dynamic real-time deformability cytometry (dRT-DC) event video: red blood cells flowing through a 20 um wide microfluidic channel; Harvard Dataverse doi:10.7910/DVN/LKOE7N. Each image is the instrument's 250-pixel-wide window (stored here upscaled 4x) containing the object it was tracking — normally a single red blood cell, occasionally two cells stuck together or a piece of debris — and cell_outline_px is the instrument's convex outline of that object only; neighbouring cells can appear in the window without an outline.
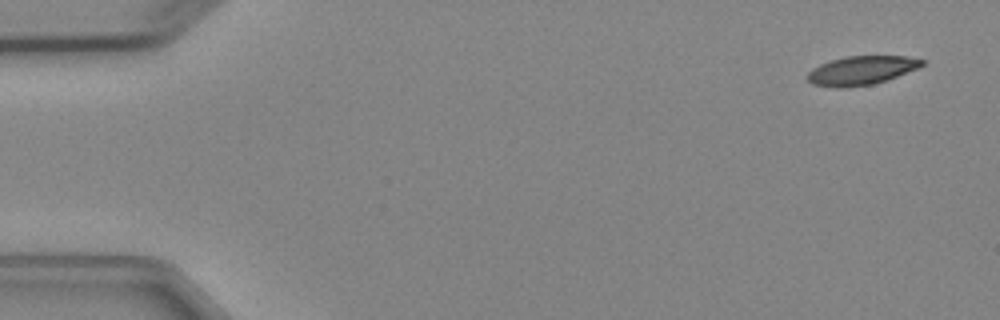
{"species": "Egyptian fruit bat (a non-hibernating species)", "species_latin": "Rousettus aegyptiacus", "temperature_condition": "cold", "stored_images_in_passage": 5, "camera_frame_rate_fps": 3000, "um_per_image_px": 0.085, "animal": {"sex": "female"}, "frame": {"image": 1, "passage_image": 1, "time_ms": 0.0, "image_size_px": [1000, 320], "cell_outline_px": [[928, 60], [920, 68], [888, 80], [872, 84], [844, 88], [836, 88], [812, 84], [808, 80], [808, 72], [812, 68], [820, 64], [832, 60], [848, 56], [908, 56]], "centroid_in_image_um": [73.28, 5.98], "position_along_channel_um": 11.7, "area_um2": 19.48}}
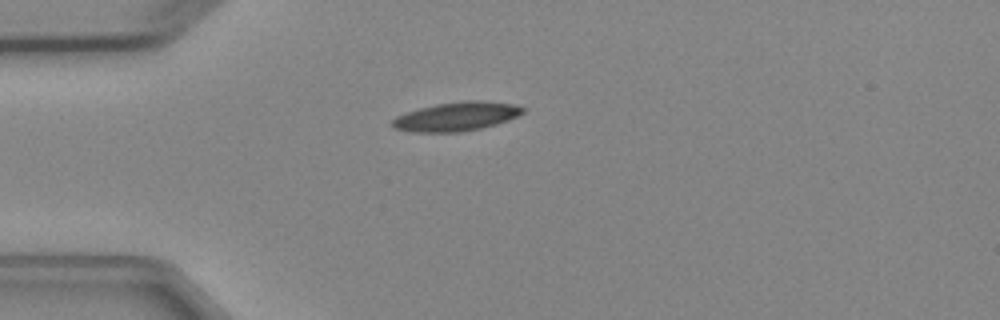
{"frame": {"image": 2, "passage_image": 4, "time_ms": 3.667, "image_size_px": [1000, 320], "cell_outline_px": [[524, 112], [508, 120], [496, 124], [480, 128], [460, 132], [412, 132], [392, 128], [392, 120], [396, 116], [420, 108], [436, 104], [468, 100], [480, 100], [512, 104], [524, 108]], "centroid_in_image_um": [38.77, 9.91], "position_along_channel_um": 46.2, "area_um2": 21.79}}